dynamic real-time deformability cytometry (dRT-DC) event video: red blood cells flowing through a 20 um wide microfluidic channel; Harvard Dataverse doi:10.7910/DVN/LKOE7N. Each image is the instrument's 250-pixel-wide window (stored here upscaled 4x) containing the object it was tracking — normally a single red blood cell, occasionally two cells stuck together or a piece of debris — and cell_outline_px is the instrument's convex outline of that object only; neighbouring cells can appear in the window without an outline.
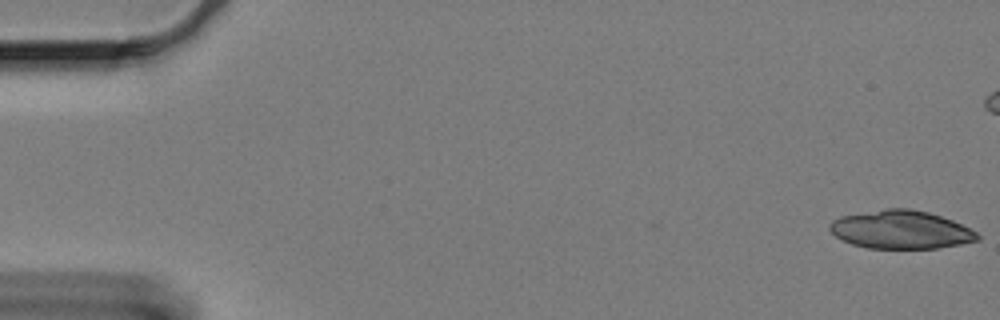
{"species": "Egyptian fruit bat (a non-hibernating species)", "species_latin": "Rousettus aegyptiacus", "temperature_condition": "cold", "stored_images_in_passage": 26, "camera_frame_rate_fps": 3000, "um_per_image_px": 0.085, "animal": {"sex": "female"}, "frame": {"image": 1, "passage_image": 1, "time_ms": 0.0, "image_size_px": [1000, 320], "cell_outline_px": [[980, 240], [960, 244], [936, 248], [868, 248], [852, 244], [836, 236], [828, 228], [828, 224], [832, 220], [840, 216], [888, 208], [908, 208], [928, 212], [952, 220], [976, 232], [980, 236]], "centroid_in_image_um": [76.56, 19.52], "position_along_channel_um": 8.4, "area_um2": 32.71}}